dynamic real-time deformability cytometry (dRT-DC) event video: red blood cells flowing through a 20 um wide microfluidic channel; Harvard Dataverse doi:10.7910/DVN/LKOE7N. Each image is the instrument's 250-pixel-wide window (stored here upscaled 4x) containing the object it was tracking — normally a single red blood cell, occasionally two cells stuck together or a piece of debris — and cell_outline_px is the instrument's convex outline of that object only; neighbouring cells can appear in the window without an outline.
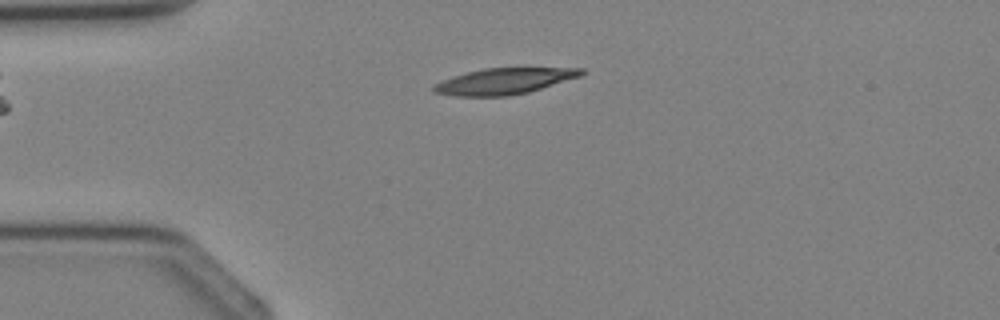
{"species": "Egyptian fruit bat (a non-hibernating species)", "species_latin": "Rousettus aegyptiacus", "temperature_condition": "cold", "stored_images_in_passage": 3, "camera_frame_rate_fps": 3000, "um_per_image_px": 0.085, "animal": {"sex": "female"}, "frame": {"image": 1, "passage_image": 3, "time_ms": 2.0, "image_size_px": [1000, 320], "cell_outline_px": [[584, 72], [580, 76], [528, 92], [508, 96], [456, 96], [432, 92], [432, 88], [436, 84], [452, 76], [484, 68], [584, 68]], "centroid_in_image_um": [42.83, 6.9], "position_along_channel_um": 42.2, "area_um2": 22.14}}